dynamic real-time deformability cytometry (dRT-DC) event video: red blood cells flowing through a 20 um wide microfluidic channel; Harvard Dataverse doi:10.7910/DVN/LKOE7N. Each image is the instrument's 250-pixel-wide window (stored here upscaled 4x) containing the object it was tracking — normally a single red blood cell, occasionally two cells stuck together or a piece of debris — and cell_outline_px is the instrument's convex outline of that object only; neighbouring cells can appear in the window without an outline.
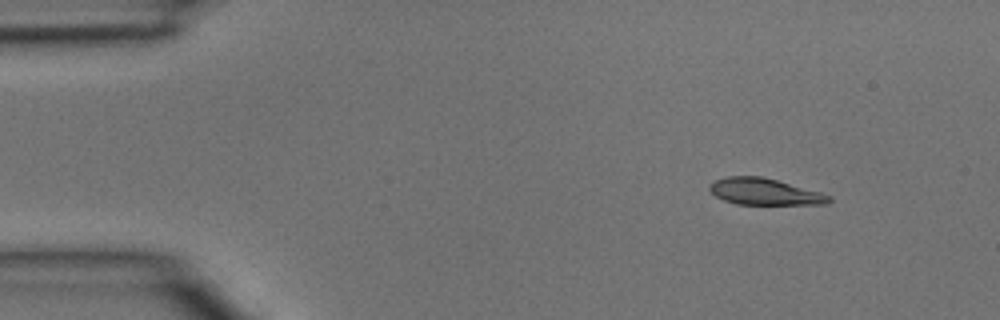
{"species": "common noctule bat (a hibernating species)", "species_latin": "Nyctalus noctula", "temperature_condition": "room temperature", "stored_images_in_passage": 3, "camera_frame_rate_fps": 3000, "um_per_image_px": 0.085, "animal": {"sex": "male", "body_mass_g": 15.6}, "frame": {"image": 1, "passage_image": 1, "time_ms": 0.0, "image_size_px": [1000, 320], "cell_outline_px": [[832, 200], [828, 204], [736, 204], [724, 200], [716, 196], [708, 188], [708, 184], [716, 180], [728, 176], [760, 176], [776, 180], [820, 192], [832, 196]], "centroid_in_image_um": [64.99, 16.29], "position_along_channel_um": 20.0, "area_um2": 18.32}}
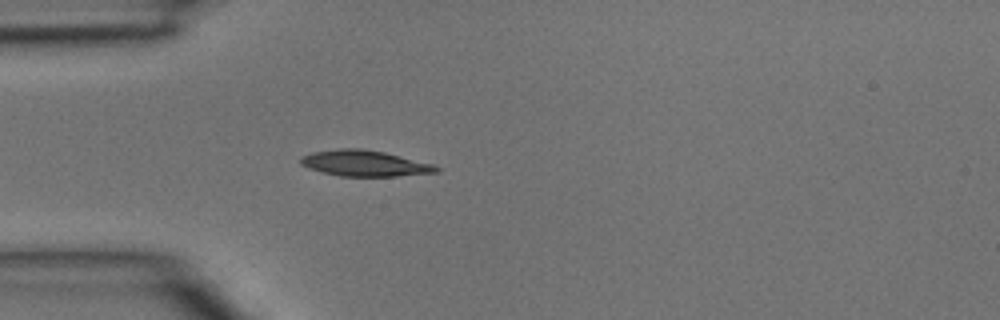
{"frame": {"image": 2, "passage_image": 3, "time_ms": 0.667, "image_size_px": [1000, 320], "cell_outline_px": [[440, 172], [396, 176], [340, 176], [308, 168], [300, 164], [300, 156], [312, 152], [340, 148], [360, 148], [384, 152], [432, 164], [440, 168]], "centroid_in_image_um": [30.97, 13.88], "position_along_channel_um": 54.0, "area_um2": 20.4}}